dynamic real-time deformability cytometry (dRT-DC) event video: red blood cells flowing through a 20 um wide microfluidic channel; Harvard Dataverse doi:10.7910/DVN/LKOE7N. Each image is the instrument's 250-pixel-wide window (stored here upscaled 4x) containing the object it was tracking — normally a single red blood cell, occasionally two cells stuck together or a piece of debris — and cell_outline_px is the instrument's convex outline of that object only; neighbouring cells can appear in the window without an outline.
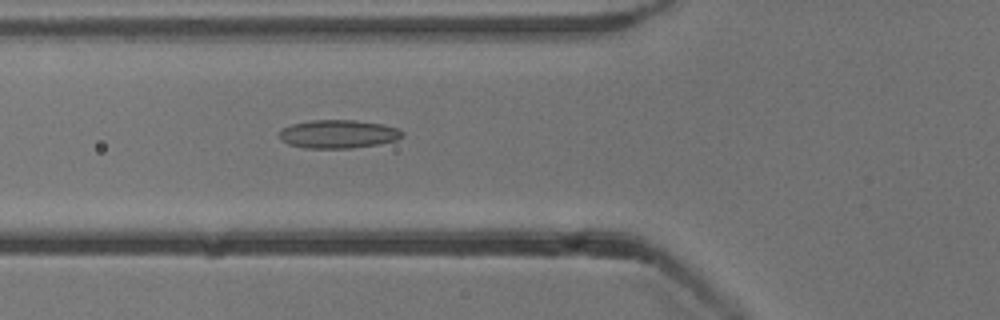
{"species": "common noctule bat (a hibernating species)", "species_latin": "Nyctalus noctula", "temperature_condition": "cold", "stored_images_in_passage": 54, "camera_frame_rate_fps": 3000, "um_per_image_px": 0.085, "animal": {"sex": "male", "body_mass_g": 13.3}, "frame": {"image": 1, "passage_image": 20, "time_ms": 6.333, "image_size_px": [1000, 320], "cell_outline_px": [[404, 132], [396, 140], [376, 144], [352, 148], [304, 148], [288, 144], [280, 140], [280, 132], [284, 128], [292, 124], [312, 120], [356, 120], [384, 124], [396, 128]], "centroid_in_image_um": [28.73, 11.39], "position_along_channel_um": 97.1, "area_um2": 20.17}}
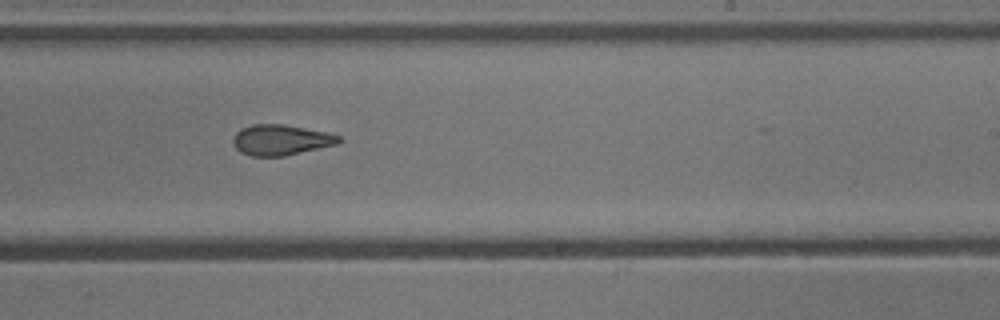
{"frame": {"image": 2, "passage_image": 33, "time_ms": 10.667, "image_size_px": [1000, 320], "cell_outline_px": [[340, 140], [336, 144], [284, 156], [252, 156], [240, 152], [236, 148], [232, 140], [236, 132], [240, 128], [252, 124], [280, 124], [328, 132], [340, 136]], "centroid_in_image_um": [23.83, 11.89], "position_along_channel_um": 265.2, "area_um2": 18.67}}
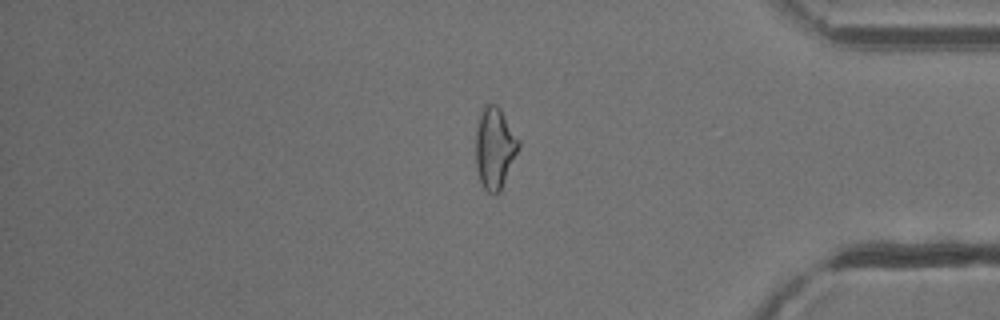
{"frame": {"image": 3, "passage_image": 45, "time_ms": 14.667, "image_size_px": [1000, 320], "cell_outline_px": [[520, 148], [500, 192], [496, 196], [492, 196], [480, 184], [476, 168], [476, 132], [480, 112], [484, 104], [496, 104], [500, 108], [520, 140]], "centroid_in_image_um": [42.06, 12.61], "position_along_channel_um": 393.1, "area_um2": 20.75}, "authors_computed_cell_mechanics": {"area_um2": 19.8543, "velocity_mm_per_s": 3.8602, "shape_relaxation_time_tau1_ms": 10.9645, "shape_relaxation_time_tau2_ms": 2.2758, "deformation_change_tau1": 0.1899, "deformation_change_tau2": 0.0975}}